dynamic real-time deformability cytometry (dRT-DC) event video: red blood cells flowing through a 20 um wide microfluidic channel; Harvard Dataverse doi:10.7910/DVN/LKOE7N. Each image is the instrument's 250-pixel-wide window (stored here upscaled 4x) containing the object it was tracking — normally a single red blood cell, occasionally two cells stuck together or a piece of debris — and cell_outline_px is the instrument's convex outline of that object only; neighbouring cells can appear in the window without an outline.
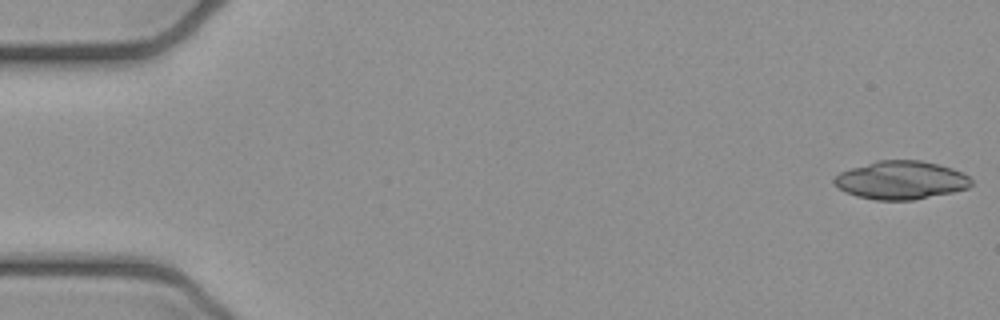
{"species": "common noctule bat (a hibernating species)", "species_latin": "Nyctalus noctula", "temperature_condition": "cold", "stored_images_in_passage": 5, "camera_frame_rate_fps": 3000, "um_per_image_px": 0.085, "animal": {"sex": "female", "body_mass_g": 21.9}, "frame": {"image": 1, "passage_image": 1, "time_ms": 0.0, "image_size_px": [1000, 320], "cell_outline_px": [[972, 184], [968, 188], [952, 192], [912, 200], [876, 200], [856, 196], [844, 192], [832, 180], [840, 172], [876, 160], [920, 160], [952, 168], [968, 176], [972, 180]], "centroid_in_image_um": [76.57, 15.31], "position_along_channel_um": 8.4, "area_um2": 30.4}}